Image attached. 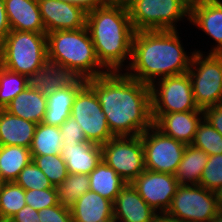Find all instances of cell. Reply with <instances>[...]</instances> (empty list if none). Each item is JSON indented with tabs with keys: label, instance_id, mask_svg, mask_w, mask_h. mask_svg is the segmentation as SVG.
I'll list each match as a JSON object with an SVG mask.
<instances>
[{
	"label": "cell",
	"instance_id": "44",
	"mask_svg": "<svg viewBox=\"0 0 222 222\" xmlns=\"http://www.w3.org/2000/svg\"><path fill=\"white\" fill-rule=\"evenodd\" d=\"M130 0H103L104 3L110 4H127Z\"/></svg>",
	"mask_w": 222,
	"mask_h": 222
},
{
	"label": "cell",
	"instance_id": "38",
	"mask_svg": "<svg viewBox=\"0 0 222 222\" xmlns=\"http://www.w3.org/2000/svg\"><path fill=\"white\" fill-rule=\"evenodd\" d=\"M38 214L40 222H72L70 208L60 203L39 210Z\"/></svg>",
	"mask_w": 222,
	"mask_h": 222
},
{
	"label": "cell",
	"instance_id": "16",
	"mask_svg": "<svg viewBox=\"0 0 222 222\" xmlns=\"http://www.w3.org/2000/svg\"><path fill=\"white\" fill-rule=\"evenodd\" d=\"M204 111H186L169 114H152L153 125L164 135L186 145L192 144Z\"/></svg>",
	"mask_w": 222,
	"mask_h": 222
},
{
	"label": "cell",
	"instance_id": "8",
	"mask_svg": "<svg viewBox=\"0 0 222 222\" xmlns=\"http://www.w3.org/2000/svg\"><path fill=\"white\" fill-rule=\"evenodd\" d=\"M152 114L202 111L194 100L188 72L163 77L150 85Z\"/></svg>",
	"mask_w": 222,
	"mask_h": 222
},
{
	"label": "cell",
	"instance_id": "32",
	"mask_svg": "<svg viewBox=\"0 0 222 222\" xmlns=\"http://www.w3.org/2000/svg\"><path fill=\"white\" fill-rule=\"evenodd\" d=\"M192 145L209 156L222 154V135L203 118L197 127Z\"/></svg>",
	"mask_w": 222,
	"mask_h": 222
},
{
	"label": "cell",
	"instance_id": "15",
	"mask_svg": "<svg viewBox=\"0 0 222 222\" xmlns=\"http://www.w3.org/2000/svg\"><path fill=\"white\" fill-rule=\"evenodd\" d=\"M189 22L215 41L207 53L222 54V0H191Z\"/></svg>",
	"mask_w": 222,
	"mask_h": 222
},
{
	"label": "cell",
	"instance_id": "23",
	"mask_svg": "<svg viewBox=\"0 0 222 222\" xmlns=\"http://www.w3.org/2000/svg\"><path fill=\"white\" fill-rule=\"evenodd\" d=\"M36 123L0 109V145H17L30 148Z\"/></svg>",
	"mask_w": 222,
	"mask_h": 222
},
{
	"label": "cell",
	"instance_id": "45",
	"mask_svg": "<svg viewBox=\"0 0 222 222\" xmlns=\"http://www.w3.org/2000/svg\"><path fill=\"white\" fill-rule=\"evenodd\" d=\"M3 184H4V181H3V180L1 179V177H0V192H1V189H2Z\"/></svg>",
	"mask_w": 222,
	"mask_h": 222
},
{
	"label": "cell",
	"instance_id": "28",
	"mask_svg": "<svg viewBox=\"0 0 222 222\" xmlns=\"http://www.w3.org/2000/svg\"><path fill=\"white\" fill-rule=\"evenodd\" d=\"M62 136L59 127L39 123L36 125L30 147L31 155L61 154Z\"/></svg>",
	"mask_w": 222,
	"mask_h": 222
},
{
	"label": "cell",
	"instance_id": "34",
	"mask_svg": "<svg viewBox=\"0 0 222 222\" xmlns=\"http://www.w3.org/2000/svg\"><path fill=\"white\" fill-rule=\"evenodd\" d=\"M14 182L20 185L24 190H43L54 187L42 170L37 167L33 161L20 171V174Z\"/></svg>",
	"mask_w": 222,
	"mask_h": 222
},
{
	"label": "cell",
	"instance_id": "19",
	"mask_svg": "<svg viewBox=\"0 0 222 222\" xmlns=\"http://www.w3.org/2000/svg\"><path fill=\"white\" fill-rule=\"evenodd\" d=\"M72 222L114 221L113 202L89 190L70 207Z\"/></svg>",
	"mask_w": 222,
	"mask_h": 222
},
{
	"label": "cell",
	"instance_id": "11",
	"mask_svg": "<svg viewBox=\"0 0 222 222\" xmlns=\"http://www.w3.org/2000/svg\"><path fill=\"white\" fill-rule=\"evenodd\" d=\"M71 117L80 124L88 142L103 145L114 137L95 92L87 84L74 98Z\"/></svg>",
	"mask_w": 222,
	"mask_h": 222
},
{
	"label": "cell",
	"instance_id": "35",
	"mask_svg": "<svg viewBox=\"0 0 222 222\" xmlns=\"http://www.w3.org/2000/svg\"><path fill=\"white\" fill-rule=\"evenodd\" d=\"M199 185L210 191L222 186V154L208 157Z\"/></svg>",
	"mask_w": 222,
	"mask_h": 222
},
{
	"label": "cell",
	"instance_id": "5",
	"mask_svg": "<svg viewBox=\"0 0 222 222\" xmlns=\"http://www.w3.org/2000/svg\"><path fill=\"white\" fill-rule=\"evenodd\" d=\"M47 61L46 33L11 30L0 42V65L9 71L26 76Z\"/></svg>",
	"mask_w": 222,
	"mask_h": 222
},
{
	"label": "cell",
	"instance_id": "9",
	"mask_svg": "<svg viewBox=\"0 0 222 222\" xmlns=\"http://www.w3.org/2000/svg\"><path fill=\"white\" fill-rule=\"evenodd\" d=\"M217 213L213 191L200 185H179L164 215L178 222H211Z\"/></svg>",
	"mask_w": 222,
	"mask_h": 222
},
{
	"label": "cell",
	"instance_id": "7",
	"mask_svg": "<svg viewBox=\"0 0 222 222\" xmlns=\"http://www.w3.org/2000/svg\"><path fill=\"white\" fill-rule=\"evenodd\" d=\"M195 49L188 70L195 103L204 110L222 104V54Z\"/></svg>",
	"mask_w": 222,
	"mask_h": 222
},
{
	"label": "cell",
	"instance_id": "10",
	"mask_svg": "<svg viewBox=\"0 0 222 222\" xmlns=\"http://www.w3.org/2000/svg\"><path fill=\"white\" fill-rule=\"evenodd\" d=\"M102 160L127 183H132L145 169L141 135L114 136L101 145Z\"/></svg>",
	"mask_w": 222,
	"mask_h": 222
},
{
	"label": "cell",
	"instance_id": "1",
	"mask_svg": "<svg viewBox=\"0 0 222 222\" xmlns=\"http://www.w3.org/2000/svg\"><path fill=\"white\" fill-rule=\"evenodd\" d=\"M95 92L114 136H139L153 125L150 85L122 71L86 80Z\"/></svg>",
	"mask_w": 222,
	"mask_h": 222
},
{
	"label": "cell",
	"instance_id": "4",
	"mask_svg": "<svg viewBox=\"0 0 222 222\" xmlns=\"http://www.w3.org/2000/svg\"><path fill=\"white\" fill-rule=\"evenodd\" d=\"M47 36V60L61 65L76 78L92 79L108 71L97 59L87 27L53 31Z\"/></svg>",
	"mask_w": 222,
	"mask_h": 222
},
{
	"label": "cell",
	"instance_id": "6",
	"mask_svg": "<svg viewBox=\"0 0 222 222\" xmlns=\"http://www.w3.org/2000/svg\"><path fill=\"white\" fill-rule=\"evenodd\" d=\"M191 0H130L126 6L135 31L177 30L178 21H189Z\"/></svg>",
	"mask_w": 222,
	"mask_h": 222
},
{
	"label": "cell",
	"instance_id": "42",
	"mask_svg": "<svg viewBox=\"0 0 222 222\" xmlns=\"http://www.w3.org/2000/svg\"><path fill=\"white\" fill-rule=\"evenodd\" d=\"M11 31L4 0H0V42Z\"/></svg>",
	"mask_w": 222,
	"mask_h": 222
},
{
	"label": "cell",
	"instance_id": "12",
	"mask_svg": "<svg viewBox=\"0 0 222 222\" xmlns=\"http://www.w3.org/2000/svg\"><path fill=\"white\" fill-rule=\"evenodd\" d=\"M145 169L175 175L186 144L164 135L154 125L141 134Z\"/></svg>",
	"mask_w": 222,
	"mask_h": 222
},
{
	"label": "cell",
	"instance_id": "33",
	"mask_svg": "<svg viewBox=\"0 0 222 222\" xmlns=\"http://www.w3.org/2000/svg\"><path fill=\"white\" fill-rule=\"evenodd\" d=\"M26 88V76L0 65V109H4Z\"/></svg>",
	"mask_w": 222,
	"mask_h": 222
},
{
	"label": "cell",
	"instance_id": "26",
	"mask_svg": "<svg viewBox=\"0 0 222 222\" xmlns=\"http://www.w3.org/2000/svg\"><path fill=\"white\" fill-rule=\"evenodd\" d=\"M90 178V190L114 203L120 190L127 184L113 168L103 160L88 175Z\"/></svg>",
	"mask_w": 222,
	"mask_h": 222
},
{
	"label": "cell",
	"instance_id": "3",
	"mask_svg": "<svg viewBox=\"0 0 222 222\" xmlns=\"http://www.w3.org/2000/svg\"><path fill=\"white\" fill-rule=\"evenodd\" d=\"M86 27L100 64L108 72H123L124 67L127 68L126 64H130L136 32L131 24L127 6L105 3L86 14Z\"/></svg>",
	"mask_w": 222,
	"mask_h": 222
},
{
	"label": "cell",
	"instance_id": "40",
	"mask_svg": "<svg viewBox=\"0 0 222 222\" xmlns=\"http://www.w3.org/2000/svg\"><path fill=\"white\" fill-rule=\"evenodd\" d=\"M10 222H40L38 210L29 205L24 206L10 220Z\"/></svg>",
	"mask_w": 222,
	"mask_h": 222
},
{
	"label": "cell",
	"instance_id": "29",
	"mask_svg": "<svg viewBox=\"0 0 222 222\" xmlns=\"http://www.w3.org/2000/svg\"><path fill=\"white\" fill-rule=\"evenodd\" d=\"M57 201L71 207L76 200L90 190V178L87 174L68 173L63 182L56 186Z\"/></svg>",
	"mask_w": 222,
	"mask_h": 222
},
{
	"label": "cell",
	"instance_id": "24",
	"mask_svg": "<svg viewBox=\"0 0 222 222\" xmlns=\"http://www.w3.org/2000/svg\"><path fill=\"white\" fill-rule=\"evenodd\" d=\"M4 109L14 116L39 124L47 110V96L25 88Z\"/></svg>",
	"mask_w": 222,
	"mask_h": 222
},
{
	"label": "cell",
	"instance_id": "43",
	"mask_svg": "<svg viewBox=\"0 0 222 222\" xmlns=\"http://www.w3.org/2000/svg\"><path fill=\"white\" fill-rule=\"evenodd\" d=\"M153 222H178V221L168 218L164 214H161V215H158Z\"/></svg>",
	"mask_w": 222,
	"mask_h": 222
},
{
	"label": "cell",
	"instance_id": "18",
	"mask_svg": "<svg viewBox=\"0 0 222 222\" xmlns=\"http://www.w3.org/2000/svg\"><path fill=\"white\" fill-rule=\"evenodd\" d=\"M10 29L46 33L37 0H4Z\"/></svg>",
	"mask_w": 222,
	"mask_h": 222
},
{
	"label": "cell",
	"instance_id": "46",
	"mask_svg": "<svg viewBox=\"0 0 222 222\" xmlns=\"http://www.w3.org/2000/svg\"><path fill=\"white\" fill-rule=\"evenodd\" d=\"M0 222H10L9 220H0Z\"/></svg>",
	"mask_w": 222,
	"mask_h": 222
},
{
	"label": "cell",
	"instance_id": "37",
	"mask_svg": "<svg viewBox=\"0 0 222 222\" xmlns=\"http://www.w3.org/2000/svg\"><path fill=\"white\" fill-rule=\"evenodd\" d=\"M62 144L75 146L81 142H88L80 124L73 117H69L60 127Z\"/></svg>",
	"mask_w": 222,
	"mask_h": 222
},
{
	"label": "cell",
	"instance_id": "30",
	"mask_svg": "<svg viewBox=\"0 0 222 222\" xmlns=\"http://www.w3.org/2000/svg\"><path fill=\"white\" fill-rule=\"evenodd\" d=\"M24 206L25 190L15 182H4L0 192V220H10Z\"/></svg>",
	"mask_w": 222,
	"mask_h": 222
},
{
	"label": "cell",
	"instance_id": "17",
	"mask_svg": "<svg viewBox=\"0 0 222 222\" xmlns=\"http://www.w3.org/2000/svg\"><path fill=\"white\" fill-rule=\"evenodd\" d=\"M115 222H153L159 215L139 195L131 183H127L113 203Z\"/></svg>",
	"mask_w": 222,
	"mask_h": 222
},
{
	"label": "cell",
	"instance_id": "31",
	"mask_svg": "<svg viewBox=\"0 0 222 222\" xmlns=\"http://www.w3.org/2000/svg\"><path fill=\"white\" fill-rule=\"evenodd\" d=\"M32 161L55 187L59 186L68 176L67 166L61 154L32 155Z\"/></svg>",
	"mask_w": 222,
	"mask_h": 222
},
{
	"label": "cell",
	"instance_id": "21",
	"mask_svg": "<svg viewBox=\"0 0 222 222\" xmlns=\"http://www.w3.org/2000/svg\"><path fill=\"white\" fill-rule=\"evenodd\" d=\"M75 79L65 67L47 61L41 68L26 75V88L47 95L69 86Z\"/></svg>",
	"mask_w": 222,
	"mask_h": 222
},
{
	"label": "cell",
	"instance_id": "39",
	"mask_svg": "<svg viewBox=\"0 0 222 222\" xmlns=\"http://www.w3.org/2000/svg\"><path fill=\"white\" fill-rule=\"evenodd\" d=\"M203 111L204 119L222 135V104L207 107Z\"/></svg>",
	"mask_w": 222,
	"mask_h": 222
},
{
	"label": "cell",
	"instance_id": "14",
	"mask_svg": "<svg viewBox=\"0 0 222 222\" xmlns=\"http://www.w3.org/2000/svg\"><path fill=\"white\" fill-rule=\"evenodd\" d=\"M46 33L78 30L86 26V14L81 8L58 0H37Z\"/></svg>",
	"mask_w": 222,
	"mask_h": 222
},
{
	"label": "cell",
	"instance_id": "27",
	"mask_svg": "<svg viewBox=\"0 0 222 222\" xmlns=\"http://www.w3.org/2000/svg\"><path fill=\"white\" fill-rule=\"evenodd\" d=\"M32 161L30 148L17 145H0V177L14 182L20 171Z\"/></svg>",
	"mask_w": 222,
	"mask_h": 222
},
{
	"label": "cell",
	"instance_id": "13",
	"mask_svg": "<svg viewBox=\"0 0 222 222\" xmlns=\"http://www.w3.org/2000/svg\"><path fill=\"white\" fill-rule=\"evenodd\" d=\"M131 184L159 215L166 213L179 186L175 175L151 170L142 172Z\"/></svg>",
	"mask_w": 222,
	"mask_h": 222
},
{
	"label": "cell",
	"instance_id": "2",
	"mask_svg": "<svg viewBox=\"0 0 222 222\" xmlns=\"http://www.w3.org/2000/svg\"><path fill=\"white\" fill-rule=\"evenodd\" d=\"M180 39L178 30L136 31L130 64L124 72L148 85L188 72L194 51L187 54Z\"/></svg>",
	"mask_w": 222,
	"mask_h": 222
},
{
	"label": "cell",
	"instance_id": "36",
	"mask_svg": "<svg viewBox=\"0 0 222 222\" xmlns=\"http://www.w3.org/2000/svg\"><path fill=\"white\" fill-rule=\"evenodd\" d=\"M25 201L26 205L38 211L46 207L55 206L58 204L56 187L43 190H25Z\"/></svg>",
	"mask_w": 222,
	"mask_h": 222
},
{
	"label": "cell",
	"instance_id": "20",
	"mask_svg": "<svg viewBox=\"0 0 222 222\" xmlns=\"http://www.w3.org/2000/svg\"><path fill=\"white\" fill-rule=\"evenodd\" d=\"M85 84V79L76 78L69 86L47 94V110L42 123L60 127L71 116L74 98Z\"/></svg>",
	"mask_w": 222,
	"mask_h": 222
},
{
	"label": "cell",
	"instance_id": "41",
	"mask_svg": "<svg viewBox=\"0 0 222 222\" xmlns=\"http://www.w3.org/2000/svg\"><path fill=\"white\" fill-rule=\"evenodd\" d=\"M81 8L85 13L94 11L96 8L103 6V0H58Z\"/></svg>",
	"mask_w": 222,
	"mask_h": 222
},
{
	"label": "cell",
	"instance_id": "22",
	"mask_svg": "<svg viewBox=\"0 0 222 222\" xmlns=\"http://www.w3.org/2000/svg\"><path fill=\"white\" fill-rule=\"evenodd\" d=\"M61 156L68 173L89 175L102 160L101 145L91 142H81L75 146L62 144Z\"/></svg>",
	"mask_w": 222,
	"mask_h": 222
},
{
	"label": "cell",
	"instance_id": "25",
	"mask_svg": "<svg viewBox=\"0 0 222 222\" xmlns=\"http://www.w3.org/2000/svg\"><path fill=\"white\" fill-rule=\"evenodd\" d=\"M208 157L205 151L187 145L175 173L179 185H199Z\"/></svg>",
	"mask_w": 222,
	"mask_h": 222
}]
</instances>
